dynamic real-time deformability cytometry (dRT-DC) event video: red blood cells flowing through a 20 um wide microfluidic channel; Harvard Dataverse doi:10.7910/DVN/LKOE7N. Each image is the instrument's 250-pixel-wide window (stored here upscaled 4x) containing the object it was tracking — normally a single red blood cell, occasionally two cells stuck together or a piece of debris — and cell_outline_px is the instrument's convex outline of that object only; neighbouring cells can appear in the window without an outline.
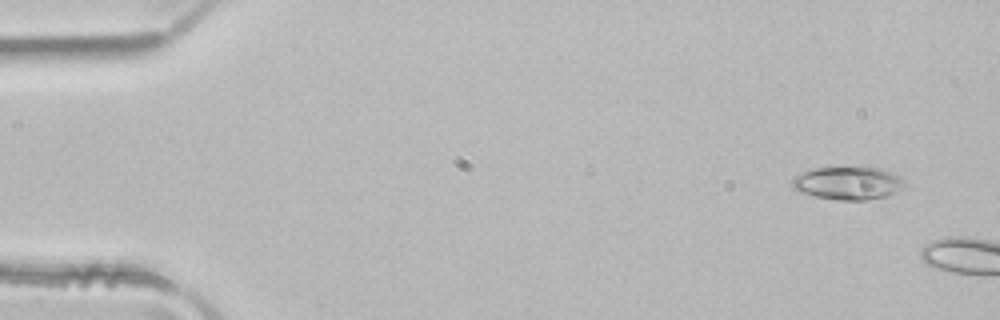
{"species": "common noctule bat (a hibernating species)", "species_latin": "Nyctalus noctula", "temperature_condition": "room temperature", "stored_images_in_passage": 2, "camera_frame_rate_fps": 3000, "um_per_image_px": 0.085, "animal": {"sex": "male", "body_mass_g": 21.5, "forearm_length_mm": 52.0}, "frame": {"image": 1, "passage_image": 1, "time_ms": 0.0, "image_size_px": [1000, 320], "cell_outline_px": [[908, 184], [888, 196], [864, 200], [836, 200], [816, 196], [800, 192], [792, 188], [792, 176], [812, 168], [860, 164], [880, 168], [900, 176]], "centroid_in_image_um": [72.08, 15.51], "position_along_channel_um": 12.9, "area_um2": 22.6}}